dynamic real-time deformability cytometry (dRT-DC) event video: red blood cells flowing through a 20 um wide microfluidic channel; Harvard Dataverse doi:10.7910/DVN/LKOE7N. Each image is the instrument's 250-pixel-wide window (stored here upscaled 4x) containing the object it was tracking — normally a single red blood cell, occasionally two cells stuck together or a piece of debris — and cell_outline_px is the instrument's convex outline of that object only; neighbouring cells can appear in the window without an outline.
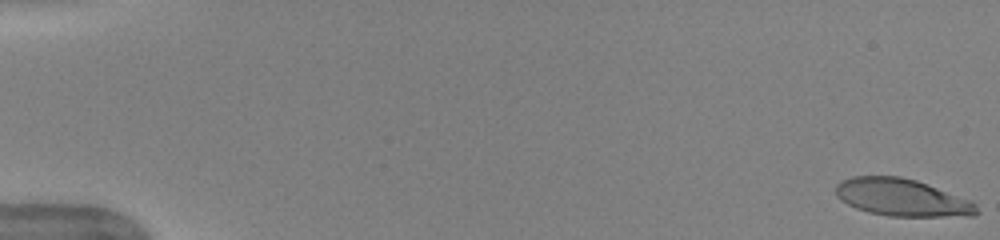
{"species": "human", "species_latin": "Homo sapiens", "temperature_condition": "warm", "stored_images_in_passage": 52, "camera_frame_rate_fps": 3000, "um_per_image_px": 0.085, "donor": {"sex": "female"}, "frame": {"image": 1, "passage_image": 1, "time_ms": 0.0, "image_size_px": [1000, 240], "cell_outline_px": [[980, 212], [976, 216], [888, 216], [868, 212], [856, 208], [840, 200], [836, 196], [836, 184], [840, 180], [852, 176], [900, 176], [916, 180], [972, 200], [976, 204]], "centroid_in_image_um": [76.68, 16.79], "position_along_channel_um": 8.3, "area_um2": 30.92}}
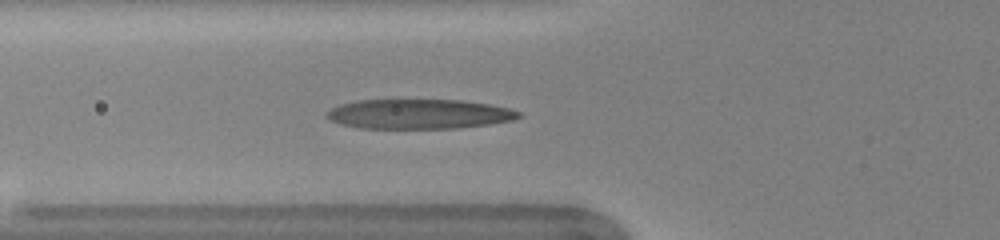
{"frame": {"image": 2, "passage_image": 20, "time_ms": 6.333, "image_size_px": [1000, 240], "cell_outline_px": [[520, 116], [512, 120], [488, 124], [456, 128], [360, 128], [340, 124], [328, 120], [324, 116], [324, 112], [340, 104], [360, 100], [460, 100], [488, 104], [508, 108], [520, 112]], "centroid_in_image_um": [35.53, 9.69], "position_along_channel_um": 90.3, "area_um2": 33.12}}
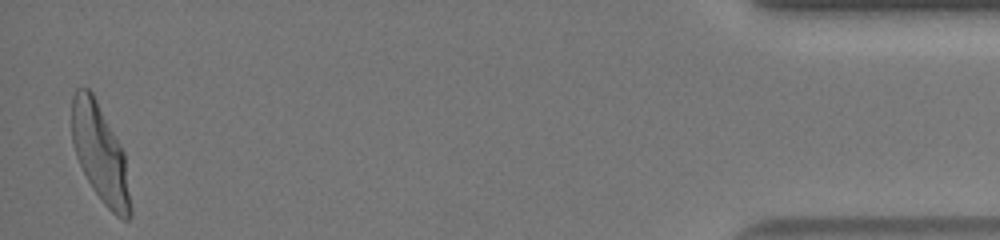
{"frame": {"image": 3, "passage_image": 51, "time_ms": 16.667, "image_size_px": [1000, 240], "cell_outline_px": [[132, 216], [128, 220], [124, 220], [116, 216], [104, 204], [92, 188], [76, 156], [72, 140], [72, 96], [76, 88], [88, 88], [92, 92], [120, 144], [124, 152], [132, 208]], "centroid_in_image_um": [8.53, 13.07], "position_along_channel_um": 426.7, "area_um2": 33.18}}